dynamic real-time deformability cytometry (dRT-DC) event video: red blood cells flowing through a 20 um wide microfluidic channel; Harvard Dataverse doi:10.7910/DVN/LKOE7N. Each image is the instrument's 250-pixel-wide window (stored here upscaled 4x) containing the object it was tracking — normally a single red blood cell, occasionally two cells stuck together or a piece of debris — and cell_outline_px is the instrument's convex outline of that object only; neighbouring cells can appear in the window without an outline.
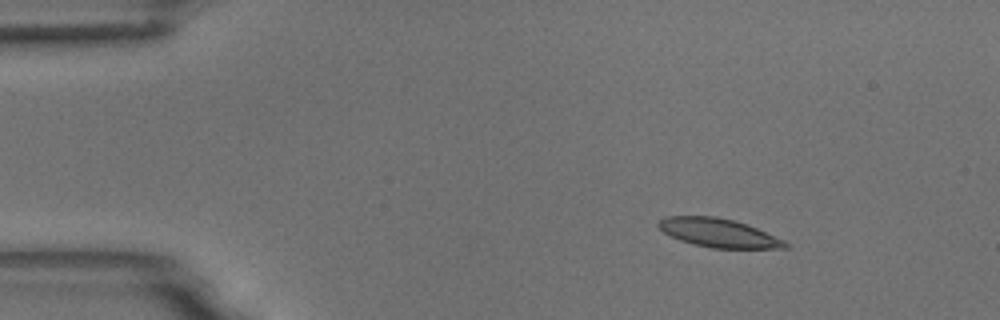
{"species": "common noctule bat (a hibernating species)", "species_latin": "Nyctalus noctula", "temperature_condition": "room temperature", "stored_images_in_passage": 6, "camera_frame_rate_fps": 3000, "um_per_image_px": 0.085, "animal": {"sex": "male", "body_mass_g": 18.8}, "frame": {"image": 1, "passage_image": 2, "time_ms": 0.333, "image_size_px": [1000, 320], "cell_outline_px": [[792, 244], [788, 248], [712, 248], [692, 244], [680, 240], [664, 232], [656, 224], [664, 216], [716, 216], [732, 220], [756, 228], [784, 240]], "centroid_in_image_um": [61.08, 19.8], "position_along_channel_um": 23.9, "area_um2": 21.04}}